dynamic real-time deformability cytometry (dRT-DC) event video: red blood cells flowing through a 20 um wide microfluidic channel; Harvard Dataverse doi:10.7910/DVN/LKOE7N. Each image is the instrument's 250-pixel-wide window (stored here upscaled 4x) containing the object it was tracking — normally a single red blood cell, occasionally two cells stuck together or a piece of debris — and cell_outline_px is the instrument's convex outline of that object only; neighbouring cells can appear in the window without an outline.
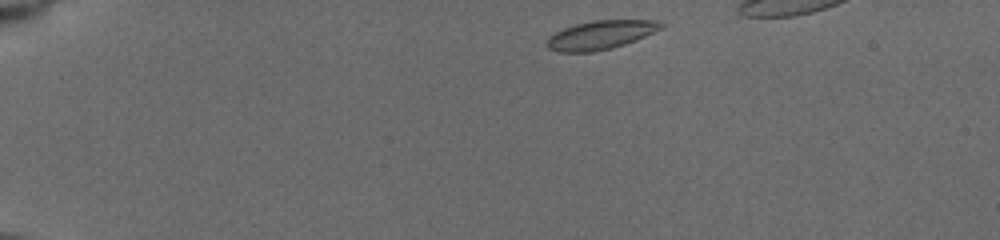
{"species": "common noctule bat (a hibernating species)", "species_latin": "Nyctalus noctula", "temperature_condition": "cold", "stored_images_in_passage": 14, "camera_frame_rate_fps": 3000, "um_per_image_px": 0.085, "animal": {"sex": "female", "body_mass_g": 19.5, "forearm_length_mm": 54.1}, "frame": {"image": 1, "passage_image": 1, "time_ms": 0.0, "image_size_px": [1000, 240], "cell_outline_px": [[668, 24], [664, 28], [636, 40], [612, 48], [592, 52], [556, 52], [548, 48], [548, 36], [564, 28], [576, 24], [592, 20], [664, 20]], "centroid_in_image_um": [51.14, 2.95], "position_along_channel_um": 33.9, "area_um2": 19.36}}